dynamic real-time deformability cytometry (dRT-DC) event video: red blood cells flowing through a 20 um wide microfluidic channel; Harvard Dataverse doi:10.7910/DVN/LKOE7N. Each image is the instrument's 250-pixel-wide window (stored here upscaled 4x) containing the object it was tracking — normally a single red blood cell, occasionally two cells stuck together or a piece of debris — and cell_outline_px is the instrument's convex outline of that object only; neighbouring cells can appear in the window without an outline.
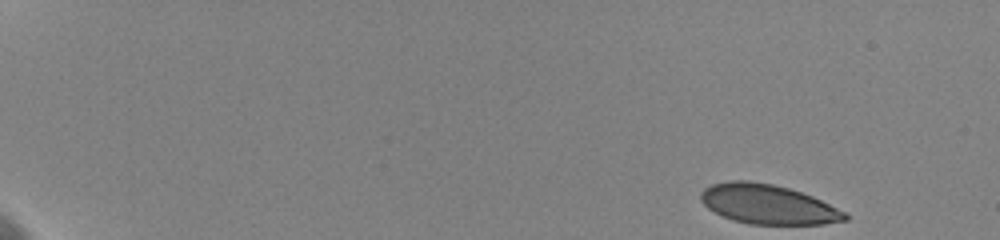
{"species": "human", "species_latin": "Homo sapiens", "temperature_condition": "cold", "stored_images_in_passage": 11, "camera_frame_rate_fps": 3000, "um_per_image_px": 0.085, "donor": {"sex": "female"}, "frame": {"image": 1, "passage_image": 1, "time_ms": 0.0, "image_size_px": [1000, 240], "cell_outline_px": [[848, 220], [824, 224], [748, 224], [732, 220], [708, 208], [700, 200], [700, 192], [704, 188], [712, 184], [728, 180], [748, 180], [772, 184], [788, 188], [812, 196], [848, 212]], "centroid_in_image_um": [65.28, 17.36], "position_along_channel_um": 19.7, "area_um2": 33.35}}
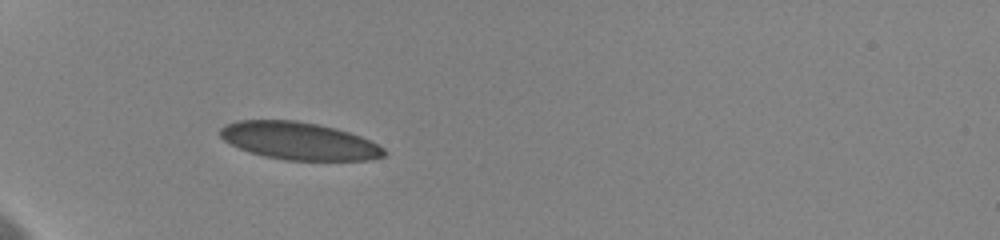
{"frame": {"image": 2, "passage_image": 10, "time_ms": 5.0, "image_size_px": [1000, 240], "cell_outline_px": [[388, 152], [384, 156], [368, 160], [284, 160], [264, 156], [248, 152], [224, 140], [220, 136], [220, 128], [224, 124], [236, 120], [296, 120], [336, 128], [360, 136], [384, 148]], "centroid_in_image_um": [25.39, 11.98], "position_along_channel_um": 59.6, "area_um2": 35.84}}